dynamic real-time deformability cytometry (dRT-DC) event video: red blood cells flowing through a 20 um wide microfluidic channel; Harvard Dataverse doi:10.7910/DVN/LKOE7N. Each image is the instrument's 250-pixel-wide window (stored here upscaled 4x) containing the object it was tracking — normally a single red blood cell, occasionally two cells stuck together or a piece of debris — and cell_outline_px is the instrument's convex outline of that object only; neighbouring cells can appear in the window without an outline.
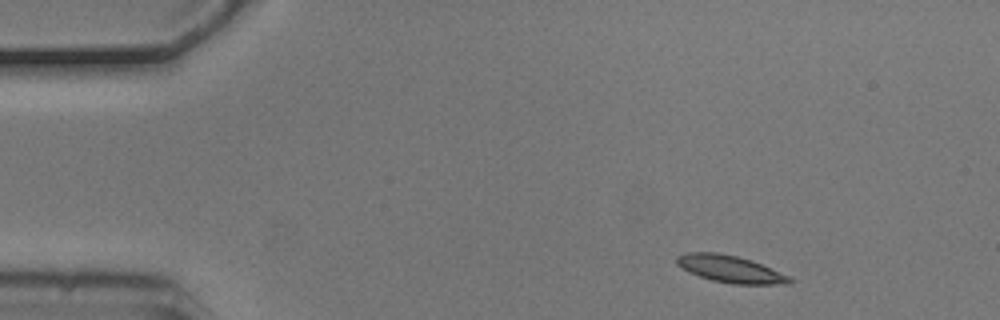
{"species": "common noctule bat (a hibernating species)", "species_latin": "Nyctalus noctula", "temperature_condition": "cold", "stored_images_in_passage": 6, "camera_frame_rate_fps": 3000, "um_per_image_px": 0.085, "animal": {"sex": "male", "body_mass_g": 20.5, "forearm_length_mm": 52.5}, "frame": {"image": 1, "passage_image": 1, "time_ms": 0.0, "image_size_px": [1000, 320], "cell_outline_px": [[792, 284], [732, 284], [712, 280], [688, 272], [676, 264], [676, 256], [688, 252], [716, 252], [736, 256], [752, 260], [788, 276], [792, 280]], "centroid_in_image_um": [62.03, 22.86], "position_along_channel_um": 23.0, "area_um2": 17.69}}
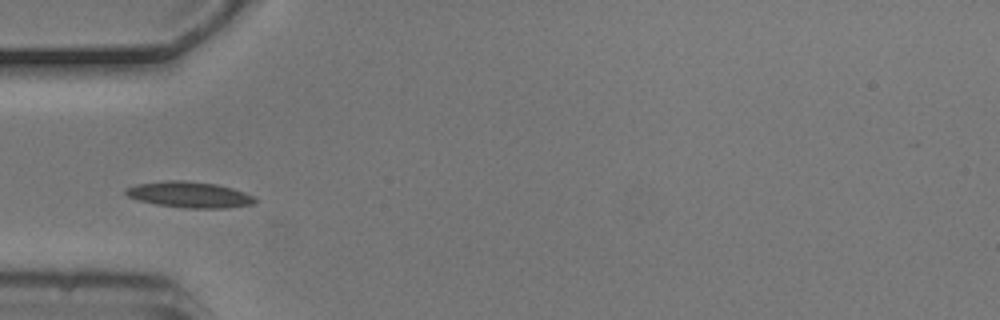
{"frame": {"image": 2, "passage_image": 4, "time_ms": 1.0, "image_size_px": [1000, 320], "cell_outline_px": [[256, 200], [252, 204], [228, 208], [184, 208], [156, 204], [136, 200], [128, 196], [124, 192], [124, 188], [136, 184], [164, 180], [184, 180], [216, 184], [232, 188], [256, 196]], "centroid_in_image_um": [16.07, 16.54], "position_along_channel_um": 68.9, "area_um2": 19.77}}
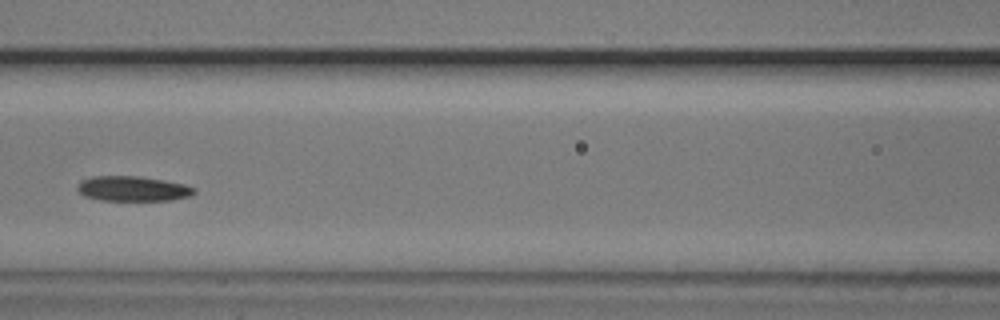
{"frame": {"image": 3, "passage_image": 6, "time_ms": 1.667, "image_size_px": [1000, 320], "cell_outline_px": [[196, 192], [188, 196], [172, 200], [100, 200], [84, 196], [76, 188], [80, 180], [92, 176], [140, 176], [164, 180], [184, 184], [196, 188]], "centroid_in_image_um": [11.27, 16.03], "position_along_channel_um": 155.3, "area_um2": 17.05}}